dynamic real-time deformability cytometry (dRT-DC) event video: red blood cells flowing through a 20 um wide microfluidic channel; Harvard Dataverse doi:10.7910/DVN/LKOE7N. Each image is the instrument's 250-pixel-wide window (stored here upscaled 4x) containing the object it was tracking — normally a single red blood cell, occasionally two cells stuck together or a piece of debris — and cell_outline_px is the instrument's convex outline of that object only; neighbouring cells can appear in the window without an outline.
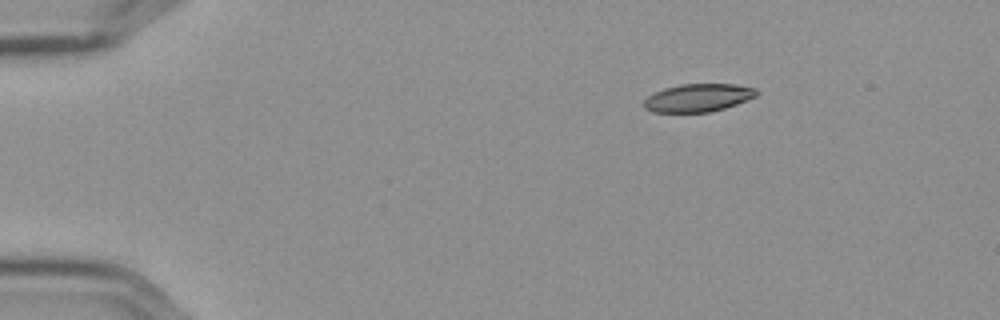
{"species": "Egyptian fruit bat (a non-hibernating species)", "species_latin": "Rousettus aegyptiacus", "temperature_condition": "cold", "stored_images_in_passage": 49, "camera_frame_rate_fps": 3000, "um_per_image_px": 0.085, "frame": {"image": 1, "passage_image": 1, "time_ms": 0.0, "image_size_px": [1000, 320], "cell_outline_px": [[760, 92], [756, 96], [736, 104], [724, 108], [708, 112], [652, 112], [644, 108], [644, 100], [648, 96], [664, 88], [680, 84], [736, 84], [756, 88]], "centroid_in_image_um": [59.35, 8.3], "position_along_channel_um": 25.7, "area_um2": 18.32}}
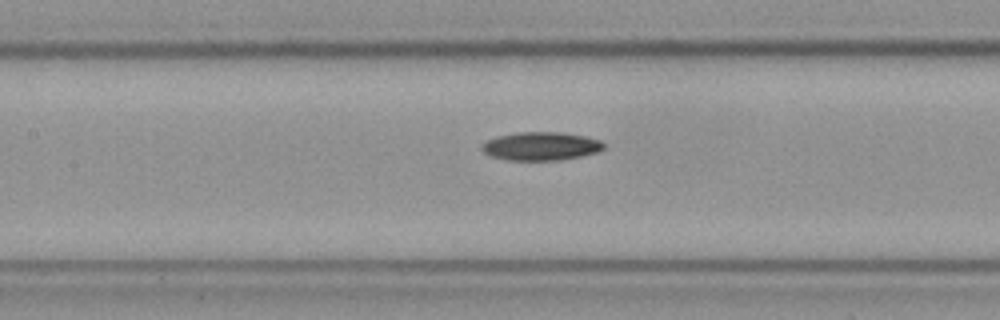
{"frame": {"image": 2, "passage_image": 19, "time_ms": 6.0, "image_size_px": [1000, 320], "cell_outline_px": [[604, 148], [600, 152], [560, 160], [508, 160], [492, 156], [484, 152], [480, 148], [480, 144], [496, 136], [520, 132], [564, 132], [588, 136], [600, 140], [604, 144]], "centroid_in_image_um": [46.0, 12.41], "position_along_channel_um": 161.4, "area_um2": 20.35}}
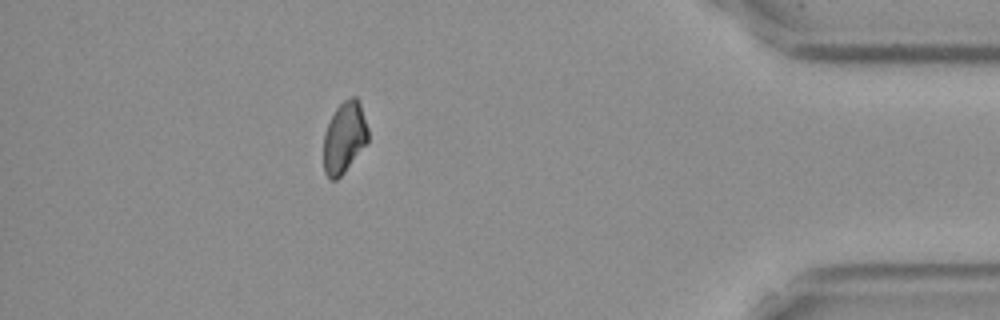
{"frame": {"image": 3, "passage_image": 43, "time_ms": 14.0, "image_size_px": [1000, 320], "cell_outline_px": [[368, 140], [344, 172], [336, 180], [328, 180], [324, 172], [324, 132], [336, 108], [344, 100], [352, 96], [356, 96], [360, 104], [368, 128]], "centroid_in_image_um": [29.25, 11.69], "position_along_channel_um": 405.9, "area_um2": 18.26}}